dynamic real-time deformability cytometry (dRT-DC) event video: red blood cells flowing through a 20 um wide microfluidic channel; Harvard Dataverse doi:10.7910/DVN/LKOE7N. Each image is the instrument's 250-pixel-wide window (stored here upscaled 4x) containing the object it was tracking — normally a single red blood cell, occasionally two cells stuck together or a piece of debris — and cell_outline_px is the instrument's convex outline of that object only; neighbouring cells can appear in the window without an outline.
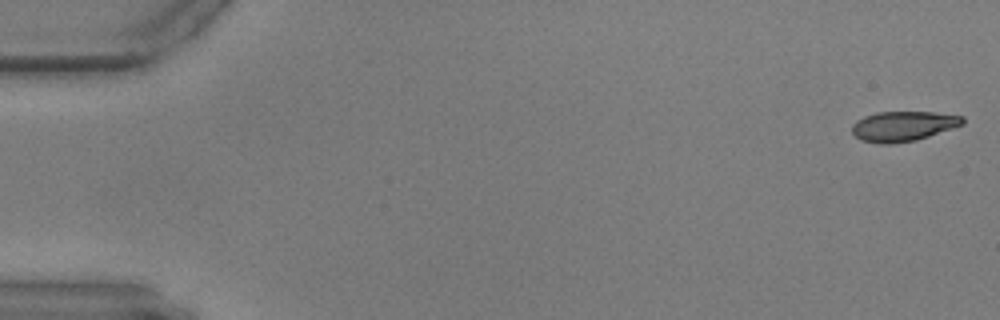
{"species": "common noctule bat (a hibernating species)", "species_latin": "Nyctalus noctula", "temperature_condition": "warm", "stored_images_in_passage": 58, "camera_frame_rate_fps": 3000, "um_per_image_px": 0.085, "animal": {"sex": "male", "body_mass_g": 17.9, "forearm_length_mm": 54.2}, "frame": {"image": 1, "passage_image": 1, "time_ms": 0.0, "image_size_px": [1000, 320], "cell_outline_px": [[964, 124], [916, 140], [888, 144], [880, 144], [860, 140], [852, 132], [852, 124], [856, 120], [864, 116], [876, 112], [932, 112], [964, 116]], "centroid_in_image_um": [76.74, 10.72], "position_along_channel_um": 8.3, "area_um2": 19.31}}
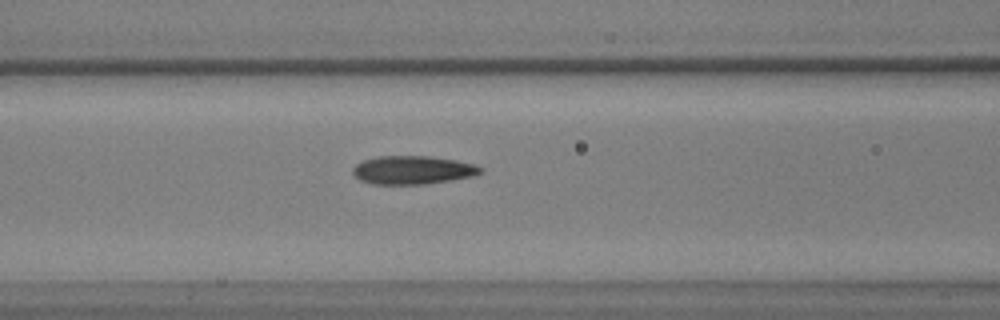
{"frame": {"image": 2, "passage_image": 24, "time_ms": 7.667, "image_size_px": [1000, 320], "cell_outline_px": [[484, 172], [472, 176], [452, 180], [424, 184], [372, 184], [360, 180], [352, 172], [352, 168], [356, 164], [364, 160], [376, 156], [428, 156], [456, 160], [472, 164], [484, 168]], "centroid_in_image_um": [35.08, 14.45], "position_along_channel_um": 131.5, "area_um2": 21.15}}
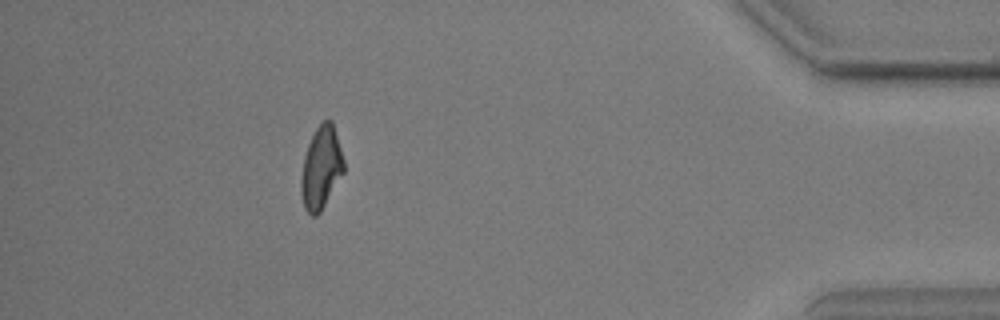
{"frame": {"image": 3, "passage_image": 52, "time_ms": 17.0, "image_size_px": [1000, 320], "cell_outline_px": [[344, 172], [320, 212], [316, 216], [312, 216], [304, 208], [300, 192], [300, 180], [304, 156], [308, 144], [316, 128], [324, 120], [332, 120], [344, 160]], "centroid_in_image_um": [27.28, 14.27], "position_along_channel_um": 407.9, "area_um2": 20.46}}